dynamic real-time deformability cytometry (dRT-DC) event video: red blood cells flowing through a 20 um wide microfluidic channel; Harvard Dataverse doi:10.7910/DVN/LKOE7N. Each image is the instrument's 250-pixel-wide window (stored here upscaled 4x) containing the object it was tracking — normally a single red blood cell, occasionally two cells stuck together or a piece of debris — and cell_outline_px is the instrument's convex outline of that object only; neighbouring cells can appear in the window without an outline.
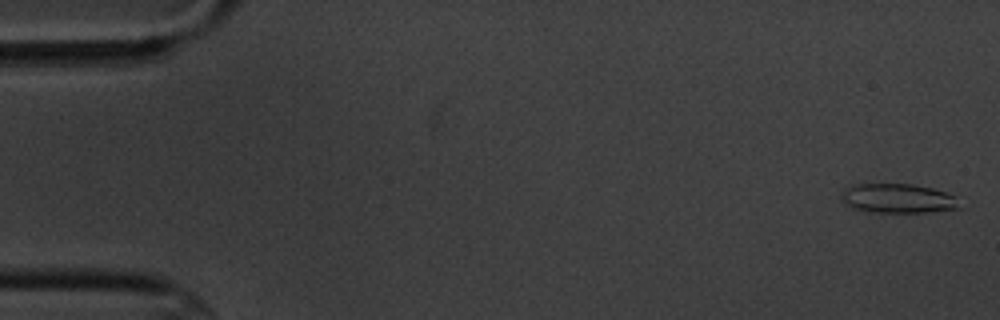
{"species": "common noctule bat (a hibernating species)", "species_latin": "Nyctalus noctula", "temperature_condition": "cold", "stored_images_in_passage": 6, "camera_frame_rate_fps": 3000, "um_per_image_px": 0.085, "animal": {"sex": "male", "body_mass_g": 20.1, "forearm_length_mm": 53.5}, "frame": {"image": 1, "passage_image": 1, "time_ms": 0.0, "image_size_px": [1000, 320], "cell_outline_px": [[960, 208], [932, 212], [868, 212], [852, 208], [840, 196], [844, 188], [860, 184], [912, 184], [932, 188], [956, 196]], "centroid_in_image_um": [76.34, 16.87], "position_along_channel_um": 8.7, "area_um2": 20.11}}